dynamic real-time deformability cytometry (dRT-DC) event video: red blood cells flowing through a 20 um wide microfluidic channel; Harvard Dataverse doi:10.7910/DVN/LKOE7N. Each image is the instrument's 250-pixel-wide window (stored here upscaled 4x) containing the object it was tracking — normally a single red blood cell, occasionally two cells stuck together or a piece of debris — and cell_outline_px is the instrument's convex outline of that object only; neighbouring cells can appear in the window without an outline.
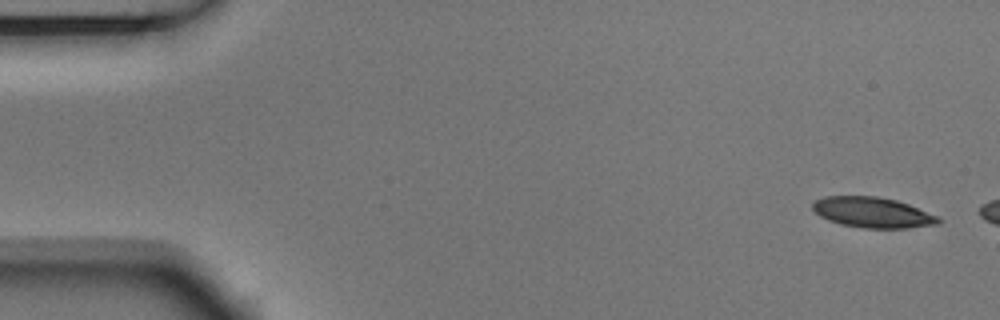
{"species": "Egyptian fruit bat (a non-hibernating species)", "species_latin": "Rousettus aegyptiacus", "temperature_condition": "room temperature", "stored_images_in_passage": 3, "camera_frame_rate_fps": 3000, "um_per_image_px": 0.085, "animal": {"sex": "male"}, "frame": {"image": 1, "passage_image": 1, "time_ms": 0.0, "image_size_px": [1000, 320], "cell_outline_px": [[940, 224], [908, 228], [860, 228], [840, 224], [828, 220], [820, 216], [812, 208], [812, 204], [816, 200], [824, 196], [876, 196], [896, 200], [908, 204], [940, 216]], "centroid_in_image_um": [74.19, 18.06], "position_along_channel_um": 10.8, "area_um2": 22.48}}